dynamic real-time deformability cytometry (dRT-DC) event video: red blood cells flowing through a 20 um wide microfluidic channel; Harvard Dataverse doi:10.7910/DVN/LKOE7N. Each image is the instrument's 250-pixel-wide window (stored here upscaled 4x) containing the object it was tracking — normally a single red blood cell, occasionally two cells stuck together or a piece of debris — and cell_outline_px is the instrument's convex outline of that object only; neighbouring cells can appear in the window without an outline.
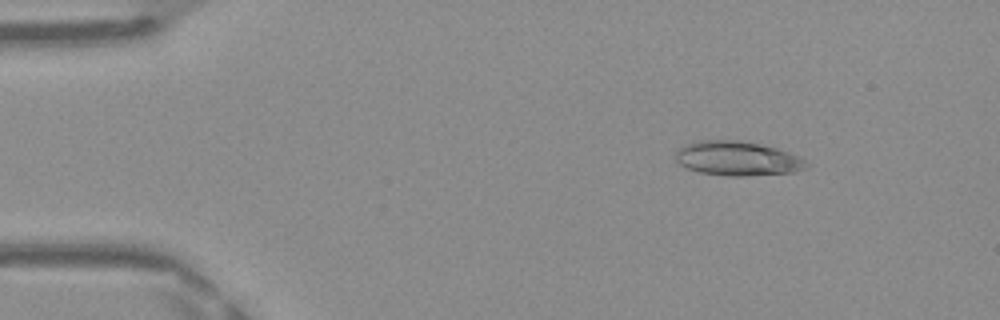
{"species": "Egyptian fruit bat (a non-hibernating species)", "species_latin": "Rousettus aegyptiacus", "temperature_condition": "warm", "stored_images_in_passage": 49, "camera_frame_rate_fps": 3000, "um_per_image_px": 0.085, "frame": {"image": 1, "passage_image": 7, "time_ms": 2.0, "image_size_px": [1000, 320], "cell_outline_px": [[812, 164], [808, 168], [792, 172], [748, 176], [732, 176], [700, 172], [688, 168], [680, 164], [672, 156], [676, 148], [700, 140], [740, 140], [760, 144], [776, 148], [796, 156]], "centroid_in_image_um": [62.65, 13.47], "position_along_channel_um": 22.3, "area_um2": 26.24}}
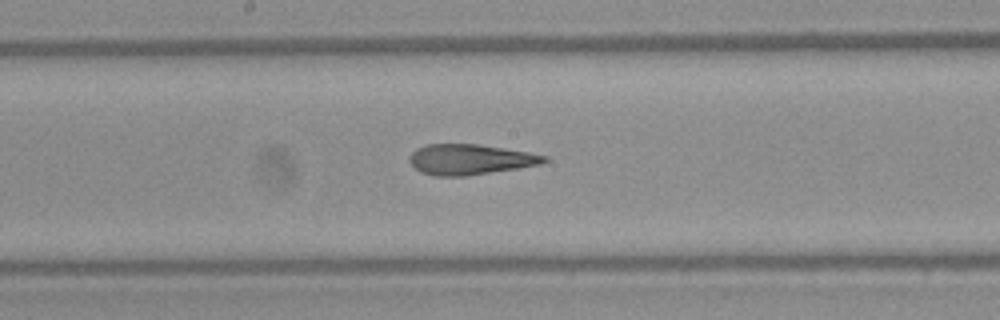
{"frame": {"image": 2, "passage_image": 26, "time_ms": 8.333, "image_size_px": [1000, 320], "cell_outline_px": [[548, 160], [540, 164], [520, 168], [464, 176], [436, 176], [420, 172], [408, 160], [412, 152], [416, 148], [428, 144], [476, 144], [504, 148], [528, 152], [548, 156]], "centroid_in_image_um": [39.95, 13.55], "position_along_channel_um": 208.2, "area_um2": 23.81}}
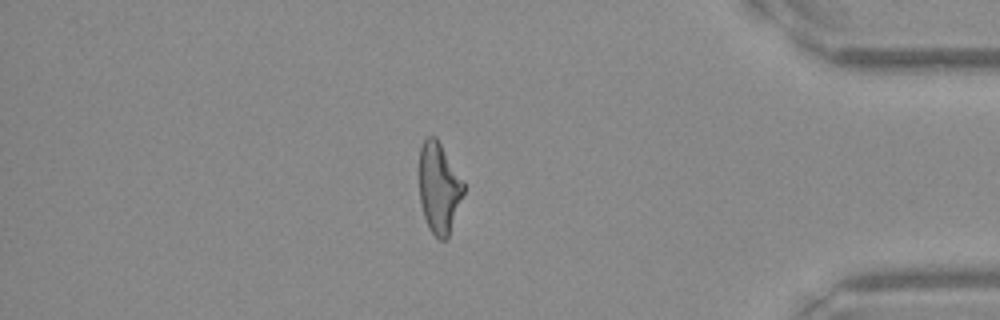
{"frame": {"image": 3, "passage_image": 42, "time_ms": 13.667, "image_size_px": [1000, 320], "cell_outline_px": [[464, 192], [448, 236], [444, 240], [440, 240], [428, 228], [424, 216], [420, 200], [420, 148], [424, 140], [428, 136], [436, 136], [464, 180]], "centroid_in_image_um": [37.32, 15.94], "position_along_channel_um": 397.9, "area_um2": 23.29}, "authors_computed_cell_mechanics": {"area_um2": 24.9118, "velocity_mm_per_s": 4.1889, "shape_relaxation_time_tau1_ms": null, "shape_relaxation_time_tau2_ms": 1.8538, "deformation_change_tau1": null, "deformation_change_tau2": 0.1192}}